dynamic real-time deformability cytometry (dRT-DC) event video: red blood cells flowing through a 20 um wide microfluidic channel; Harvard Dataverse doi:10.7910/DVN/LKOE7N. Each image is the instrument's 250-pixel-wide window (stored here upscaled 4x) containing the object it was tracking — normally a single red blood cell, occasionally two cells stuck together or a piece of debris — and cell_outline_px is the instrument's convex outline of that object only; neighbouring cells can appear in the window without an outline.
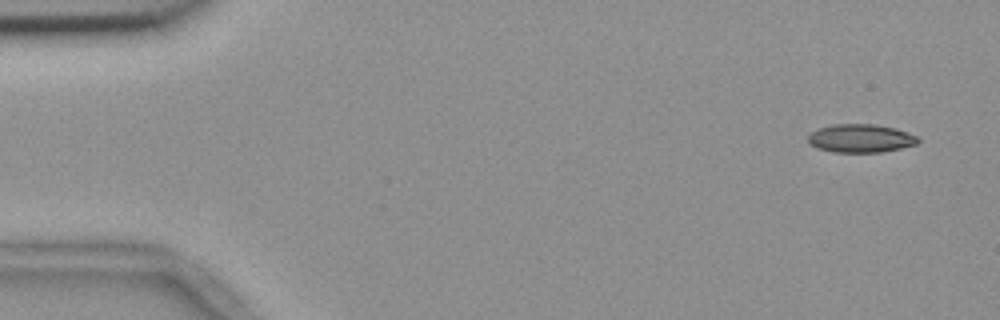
{"species": "common noctule bat (a hibernating species)", "species_latin": "Nyctalus noctula", "temperature_condition": "room temperature", "stored_images_in_passage": 4, "camera_frame_rate_fps": 3000, "um_per_image_px": 0.085, "animal": {"sex": "female", "body_mass_g": 18.4}, "frame": {"image": 1, "passage_image": 1, "time_ms": 0.0, "image_size_px": [1000, 320], "cell_outline_px": [[920, 140], [916, 144], [900, 148], [880, 152], [832, 152], [816, 148], [808, 144], [808, 132], [816, 128], [832, 124], [876, 124], [896, 128], [916, 136]], "centroid_in_image_um": [73.08, 11.75], "position_along_channel_um": 11.9, "area_um2": 18.38}}